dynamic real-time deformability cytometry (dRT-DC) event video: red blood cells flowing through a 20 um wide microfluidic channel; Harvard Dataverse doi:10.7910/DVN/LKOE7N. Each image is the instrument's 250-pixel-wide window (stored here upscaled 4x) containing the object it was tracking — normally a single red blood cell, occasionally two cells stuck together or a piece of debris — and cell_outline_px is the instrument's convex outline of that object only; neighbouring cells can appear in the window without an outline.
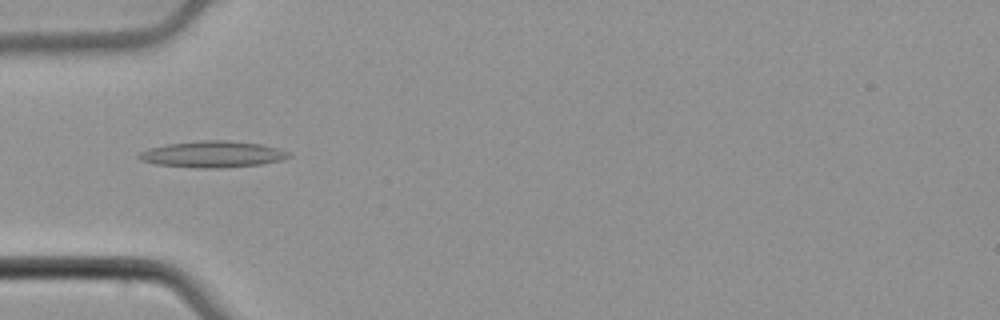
{"species": "common noctule bat (a hibernating species)", "species_latin": "Nyctalus noctula", "temperature_condition": "cold", "stored_images_in_passage": 37, "camera_frame_rate_fps": 3000, "um_per_image_px": 0.085, "animal": {"sex": "male", "body_mass_g": 21.5, "forearm_length_mm": 52.0}, "frame": {"image": 1, "passage_image": 1, "time_ms": 0.0, "image_size_px": [1000, 320], "cell_outline_px": [[292, 156], [280, 160], [260, 164], [220, 168], [204, 168], [156, 164], [140, 160], [136, 156], [140, 152], [148, 148], [168, 144], [200, 140], [228, 140], [260, 144], [292, 152]], "centroid_in_image_um": [18.07, 13.1], "position_along_channel_um": 66.9, "area_um2": 22.95}}
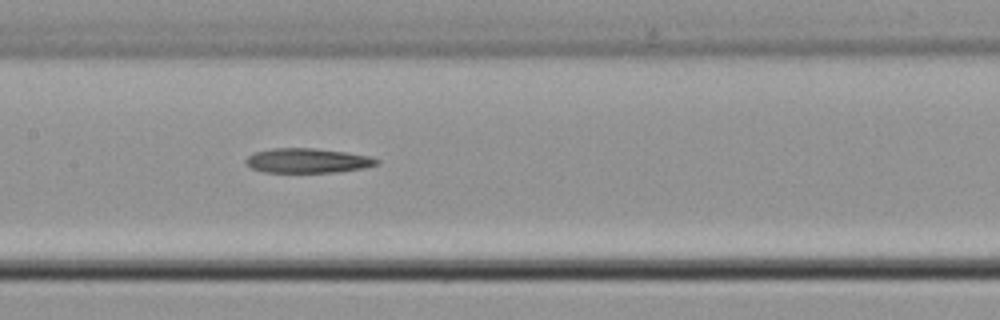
{"frame": {"image": 2, "passage_image": 10, "time_ms": 3.0, "image_size_px": [1000, 320], "cell_outline_px": [[380, 164], [364, 168], [336, 172], [264, 172], [252, 168], [244, 160], [248, 156], [256, 152], [272, 148], [316, 148], [344, 152], [368, 156], [380, 160]], "centroid_in_image_um": [26.16, 13.65], "position_along_channel_um": 181.2, "area_um2": 18.67}}
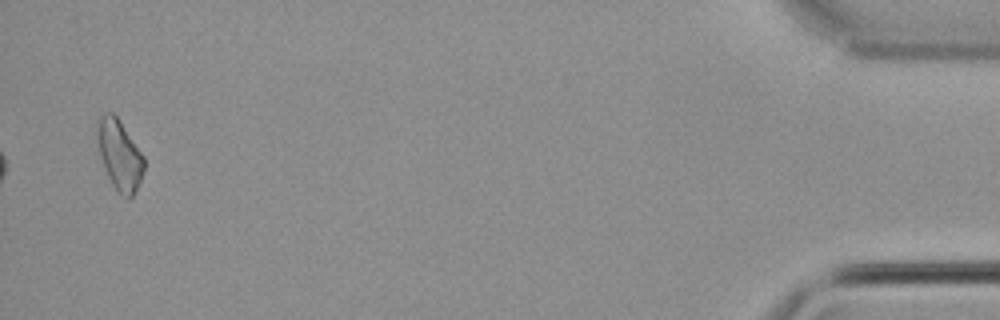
{"frame": {"image": 3, "passage_image": 36, "time_ms": 11.667, "image_size_px": [1000, 320], "cell_outline_px": [[144, 168], [140, 180], [132, 196], [128, 200], [120, 196], [112, 184], [108, 176], [100, 156], [96, 136], [96, 120], [104, 112], [112, 112], [120, 120], [144, 156]], "centroid_in_image_um": [10.13, 13.14], "position_along_channel_um": 425.1, "area_um2": 19.25}}